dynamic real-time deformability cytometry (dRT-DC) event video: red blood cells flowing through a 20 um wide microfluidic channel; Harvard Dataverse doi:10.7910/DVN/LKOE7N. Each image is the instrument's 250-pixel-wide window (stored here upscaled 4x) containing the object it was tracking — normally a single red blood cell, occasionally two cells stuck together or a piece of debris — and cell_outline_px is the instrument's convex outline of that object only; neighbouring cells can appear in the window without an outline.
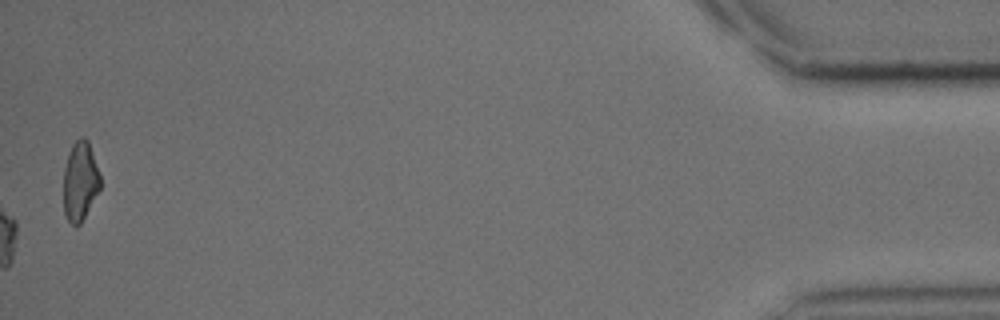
{"species": "common noctule bat (a hibernating species)", "species_latin": "Nyctalus noctula", "temperature_condition": "cold", "stored_images_in_passage": 34, "camera_frame_rate_fps": 3000, "um_per_image_px": 0.085, "animal": {"sex": "male", "body_mass_g": 15.6}, "frame": {"image": 1, "passage_image": 34, "time_ms": 11.0, "image_size_px": [1000, 320], "cell_outline_px": [[100, 188], [80, 224], [76, 228], [68, 220], [64, 212], [64, 168], [68, 152], [72, 144], [80, 136], [84, 136], [88, 140], [100, 176]], "centroid_in_image_um": [6.79, 15.38], "position_along_channel_um": 428.4, "area_um2": 16.88}}